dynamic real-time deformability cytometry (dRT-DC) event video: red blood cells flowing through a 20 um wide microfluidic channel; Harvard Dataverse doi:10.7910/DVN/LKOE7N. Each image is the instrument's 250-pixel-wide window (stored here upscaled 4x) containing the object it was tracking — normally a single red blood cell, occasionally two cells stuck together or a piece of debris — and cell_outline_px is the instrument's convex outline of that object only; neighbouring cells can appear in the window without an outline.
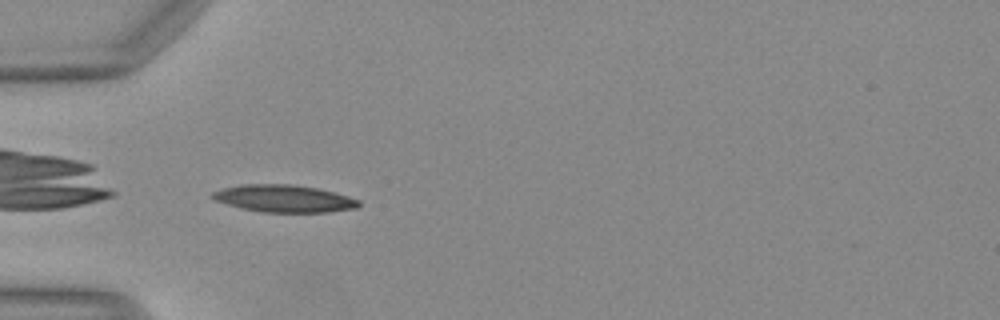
{"species": "Egyptian fruit bat (a non-hibernating species)", "species_latin": "Rousettus aegyptiacus", "temperature_condition": "warm", "stored_images_in_passage": 35, "camera_frame_rate_fps": 3000, "um_per_image_px": 0.085, "animal": {"sex": "female"}, "frame": {"image": 1, "passage_image": 1, "time_ms": 0.0, "image_size_px": [1000, 320], "cell_outline_px": [[360, 204], [356, 208], [328, 212], [264, 212], [244, 208], [228, 204], [216, 200], [208, 196], [212, 192], [224, 188], [240, 184], [292, 184], [316, 188], [348, 196], [360, 200]], "centroid_in_image_um": [24.14, 16.87], "position_along_channel_um": 60.9, "area_um2": 23.06}}
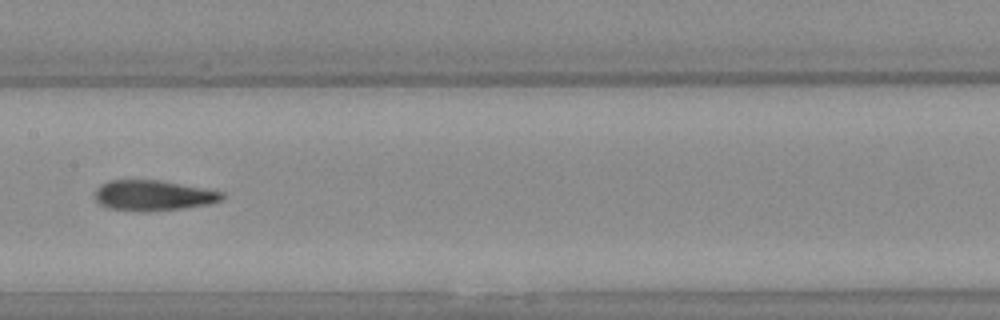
{"frame": {"image": 2, "passage_image": 11, "time_ms": 3.333, "image_size_px": [1000, 320], "cell_outline_px": [[224, 200], [208, 204], [180, 208], [148, 212], [144, 212], [108, 208], [100, 204], [96, 200], [96, 192], [100, 184], [108, 180], [156, 180], [224, 192]], "centroid_in_image_um": [13.01, 16.62], "position_along_channel_um": 194.4, "area_um2": 22.31}}
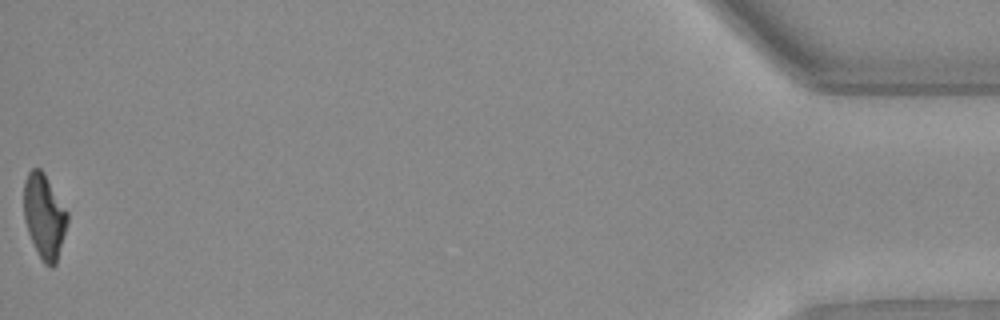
{"frame": {"image": 3, "passage_image": 35, "time_ms": 11.333, "image_size_px": [1000, 320], "cell_outline_px": [[68, 220], [56, 264], [52, 268], [44, 264], [28, 232], [24, 220], [24, 180], [28, 172], [32, 168], [40, 168], [44, 172], [68, 212]], "centroid_in_image_um": [3.76, 18.35], "position_along_channel_um": 431.4, "area_um2": 21.33}, "authors_computed_cell_mechanics": {"area_um2": 22.3686, "velocity_mm_per_s": 4.1404, "shape_relaxation_time_tau1_ms": 4.6538, "shape_relaxation_time_tau2_ms": 1.6361, "deformation_change_tau1": 0.2248, "deformation_change_tau2": 0.1097}}